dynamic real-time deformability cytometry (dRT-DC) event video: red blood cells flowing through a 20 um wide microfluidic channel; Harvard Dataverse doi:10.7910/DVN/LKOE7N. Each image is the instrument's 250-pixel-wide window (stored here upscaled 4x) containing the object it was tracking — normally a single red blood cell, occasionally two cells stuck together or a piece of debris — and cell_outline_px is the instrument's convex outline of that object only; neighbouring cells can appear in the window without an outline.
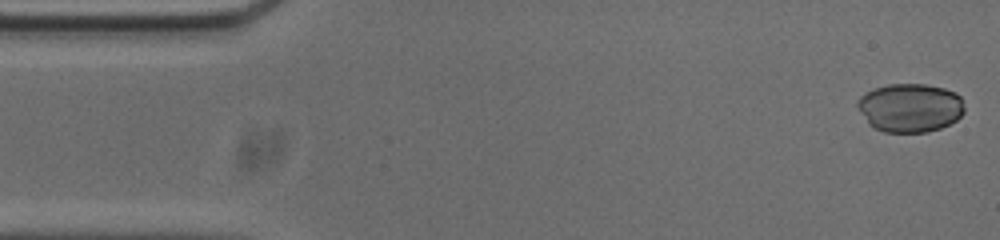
{"species": "common noctule bat (a hibernating species)", "species_latin": "Nyctalus noctula", "temperature_condition": "cold", "stored_images_in_passage": 53, "camera_frame_rate_fps": 3000, "um_per_image_px": 0.085, "animal": {"sex": "male", "body_mass_g": 20.0, "forearm_length_mm": 53.3}, "frame": {"image": 1, "passage_image": 1, "time_ms": 0.0, "image_size_px": [1000, 240], "cell_outline_px": [[964, 112], [956, 120], [940, 128], [928, 132], [884, 132], [868, 124], [856, 104], [860, 96], [876, 88], [888, 84], [924, 84], [944, 88], [956, 92], [960, 96], [964, 108]], "centroid_in_image_um": [77.37, 9.16], "position_along_channel_um": 7.6, "area_um2": 30.23}}
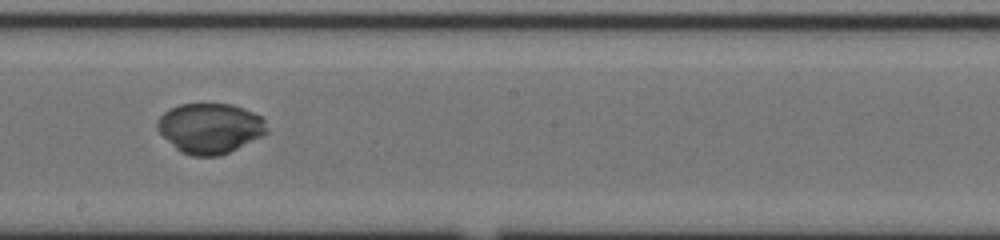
{"frame": {"image": 2, "passage_image": 28, "time_ms": 9.0, "image_size_px": [1000, 240], "cell_outline_px": [[268, 132], [220, 156], [192, 156], [180, 152], [156, 128], [156, 120], [168, 108], [180, 104], [232, 104], [244, 108], [264, 116], [268, 128]], "centroid_in_image_um": [17.85, 10.88], "position_along_channel_um": 230.3, "area_um2": 32.08}}
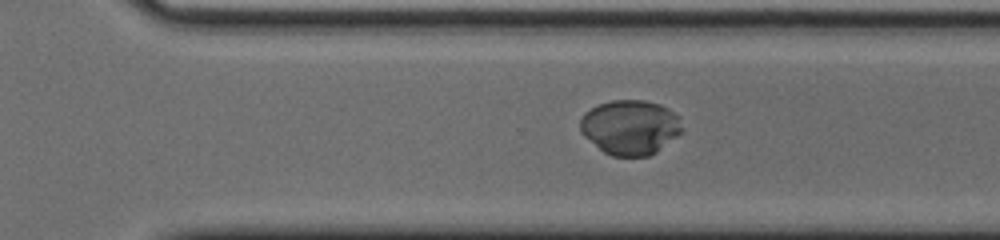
{"frame": {"image": 3, "passage_image": 35, "time_ms": 11.333, "image_size_px": [1000, 240], "cell_outline_px": [[684, 132], [656, 152], [648, 156], [612, 156], [604, 152], [584, 136], [580, 132], [580, 120], [584, 112], [600, 104], [612, 100], [644, 100], [660, 104], [668, 108], [680, 116], [684, 128]], "centroid_in_image_um": [53.61, 10.81], "position_along_channel_um": 317.0, "area_um2": 32.83}}